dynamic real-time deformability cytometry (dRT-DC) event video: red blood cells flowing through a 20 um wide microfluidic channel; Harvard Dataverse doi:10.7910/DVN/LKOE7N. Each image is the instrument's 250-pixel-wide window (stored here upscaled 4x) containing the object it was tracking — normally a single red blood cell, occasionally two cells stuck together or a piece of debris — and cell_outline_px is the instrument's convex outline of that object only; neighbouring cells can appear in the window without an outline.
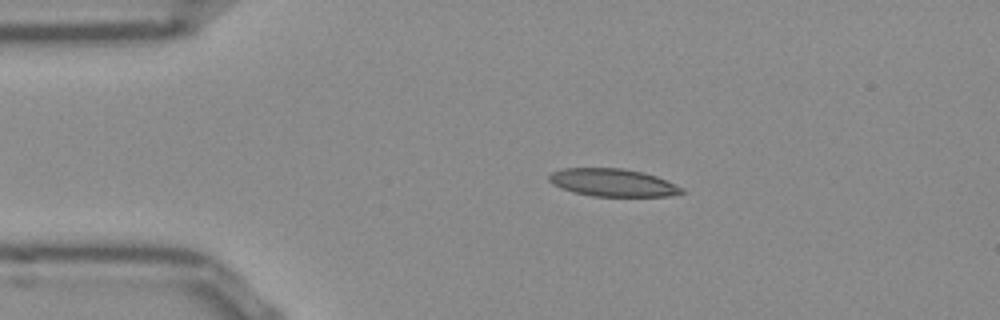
{"species": "Egyptian fruit bat (a non-hibernating species)", "species_latin": "Rousettus aegyptiacus", "temperature_condition": "room temperature", "stored_images_in_passage": 43, "camera_frame_rate_fps": 3000, "um_per_image_px": 0.085, "frame": {"image": 1, "passage_image": 1, "time_ms": 0.0, "image_size_px": [1000, 320], "cell_outline_px": [[684, 192], [668, 196], [592, 196], [572, 192], [552, 184], [548, 180], [548, 176], [552, 172], [560, 168], [620, 168], [644, 172], [656, 176], [684, 188]], "centroid_in_image_um": [52.05, 15.52], "position_along_channel_um": 32.9, "area_um2": 21.44}}
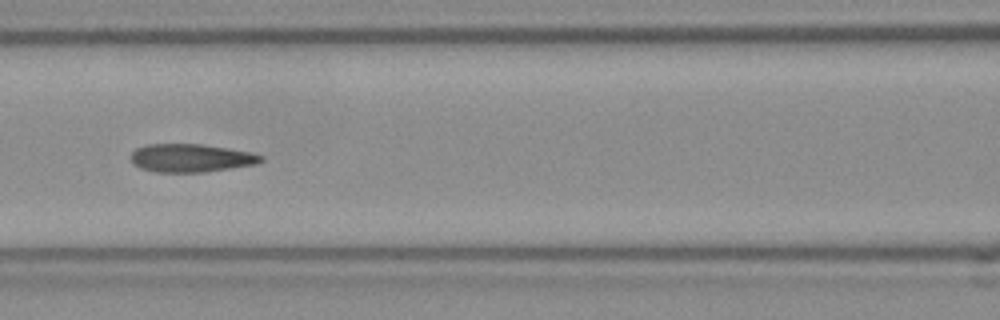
{"frame": {"image": 2, "passage_image": 13, "time_ms": 4.0, "image_size_px": [1000, 320], "cell_outline_px": [[264, 160], [256, 164], [204, 172], [156, 172], [140, 168], [132, 164], [132, 152], [136, 148], [148, 144], [200, 144], [252, 152], [264, 156]], "centroid_in_image_um": [16.23, 13.43], "position_along_channel_um": 150.4, "area_um2": 21.33}}
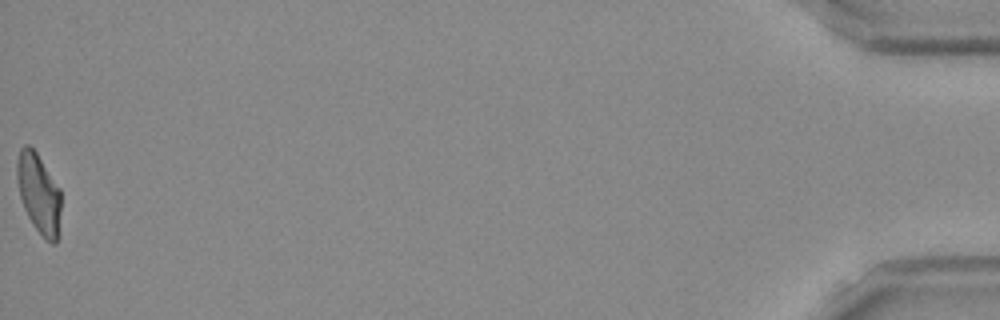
{"frame": {"image": 3, "passage_image": 43, "time_ms": 14.0, "image_size_px": [1000, 320], "cell_outline_px": [[60, 208], [56, 244], [52, 244], [44, 240], [32, 224], [24, 208], [20, 196], [16, 176], [16, 160], [20, 148], [24, 144], [28, 144], [36, 152], [60, 188]], "centroid_in_image_um": [3.27, 16.43], "position_along_channel_um": 431.9, "area_um2": 20.52}, "authors_computed_cell_mechanics": {"area_um2": 21.4438, "velocity_mm_per_s": 3.8745, "shape_relaxation_time_tau1_ms": 9.8434, "shape_relaxation_time_tau2_ms": 1.5784, "deformation_change_tau1": 0.2647, "deformation_change_tau2": 0.1019}}